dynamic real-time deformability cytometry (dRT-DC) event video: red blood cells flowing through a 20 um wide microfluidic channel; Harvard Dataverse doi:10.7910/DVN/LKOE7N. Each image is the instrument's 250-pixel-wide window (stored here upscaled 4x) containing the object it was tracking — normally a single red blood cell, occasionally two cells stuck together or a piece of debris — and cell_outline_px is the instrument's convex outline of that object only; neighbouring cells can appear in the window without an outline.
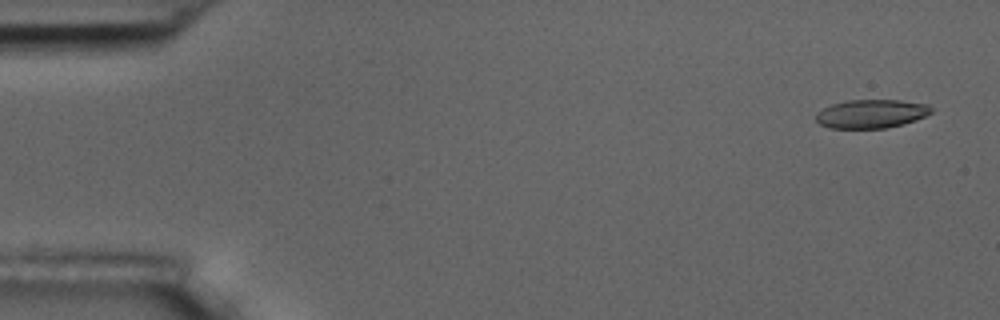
{"species": "common noctule bat (a hibernating species)", "species_latin": "Nyctalus noctula", "temperature_condition": "room temperature", "stored_images_in_passage": 5, "camera_frame_rate_fps": 3000, "um_per_image_px": 0.085, "animal": {"sex": "male", "body_mass_g": 17.5, "forearm_length_mm": 52.3}, "frame": {"image": 1, "passage_image": 1, "time_ms": 0.0, "image_size_px": [1000, 320], "cell_outline_px": [[932, 112], [916, 120], [904, 124], [888, 128], [828, 128], [820, 124], [816, 120], [816, 112], [832, 104], [848, 100], [900, 100], [928, 104], [932, 108]], "centroid_in_image_um": [74.06, 9.67], "position_along_channel_um": 10.9, "area_um2": 19.31}}
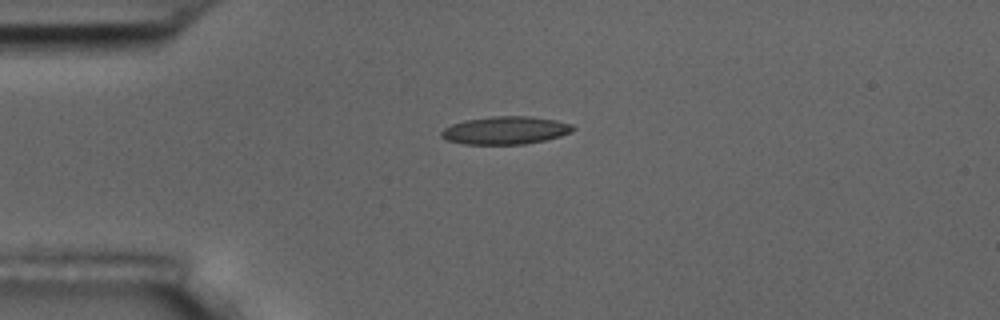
{"frame": {"image": 2, "passage_image": 4, "time_ms": 3.667, "image_size_px": [1000, 320], "cell_outline_px": [[576, 128], [572, 132], [560, 136], [544, 140], [524, 144], [464, 144], [448, 140], [440, 136], [440, 132], [444, 128], [452, 124], [464, 120], [492, 116], [528, 116], [556, 120], [572, 124]], "centroid_in_image_um": [42.96, 11.07], "position_along_channel_um": 42.0, "area_um2": 21.39}}